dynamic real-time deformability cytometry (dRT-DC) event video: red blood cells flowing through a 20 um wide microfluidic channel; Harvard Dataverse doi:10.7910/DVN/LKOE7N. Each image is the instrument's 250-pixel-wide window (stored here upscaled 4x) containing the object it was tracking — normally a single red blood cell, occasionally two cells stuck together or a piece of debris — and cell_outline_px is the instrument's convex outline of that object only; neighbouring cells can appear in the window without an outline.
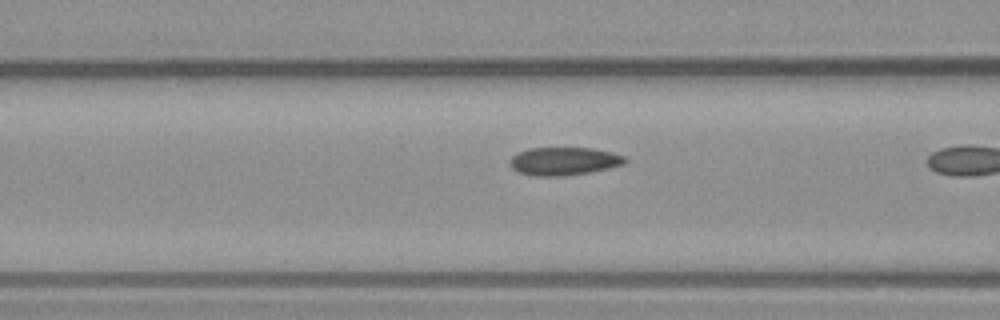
{"species": "common noctule bat (a hibernating species)", "species_latin": "Nyctalus noctula", "temperature_condition": "warm", "stored_images_in_passage": 15, "camera_frame_rate_fps": 3000, "um_per_image_px": 0.085, "animal": {"sex": "male", "body_mass_g": 23.1, "forearm_length_mm": 52.7}, "frame": {"image": 1, "passage_image": 13, "time_ms": 4.0, "image_size_px": [1000, 320], "cell_outline_px": [[628, 160], [624, 164], [592, 172], [564, 176], [532, 176], [516, 172], [508, 164], [508, 160], [516, 152], [528, 148], [592, 148], [612, 152], [624, 156]], "centroid_in_image_um": [47.88, 13.71], "position_along_channel_um": 118.7, "area_um2": 19.19}}